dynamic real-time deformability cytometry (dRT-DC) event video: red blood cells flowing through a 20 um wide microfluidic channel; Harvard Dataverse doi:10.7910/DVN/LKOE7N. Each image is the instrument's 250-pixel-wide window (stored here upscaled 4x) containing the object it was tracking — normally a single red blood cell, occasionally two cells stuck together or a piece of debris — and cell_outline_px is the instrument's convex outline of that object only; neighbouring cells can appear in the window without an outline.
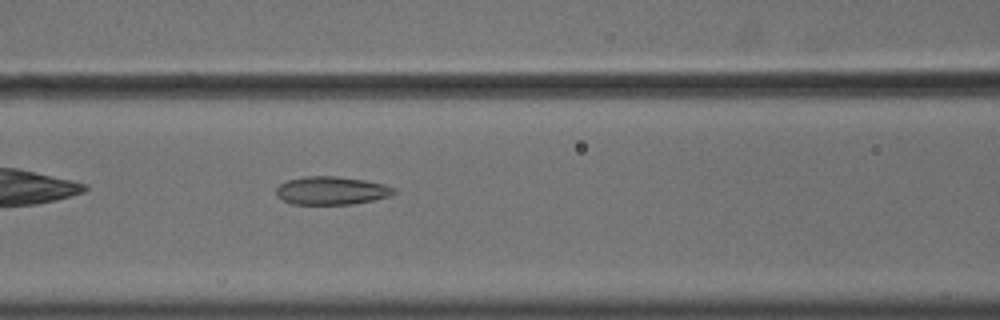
{"species": "common noctule bat (a hibernating species)", "species_latin": "Nyctalus noctula", "temperature_condition": "cold", "stored_images_in_passage": 39, "camera_frame_rate_fps": 3000, "um_per_image_px": 0.085, "animal": {"sex": "male", "body_mass_g": 18.8}, "frame": {"image": 1, "passage_image": 8, "time_ms": 2.333, "image_size_px": [1000, 320], "cell_outline_px": [[396, 192], [392, 196], [352, 204], [292, 204], [276, 196], [276, 188], [280, 184], [288, 180], [304, 176], [336, 176], [364, 180], [384, 184], [396, 188]], "centroid_in_image_um": [28.19, 16.2], "position_along_channel_um": 138.4, "area_um2": 19.36}}
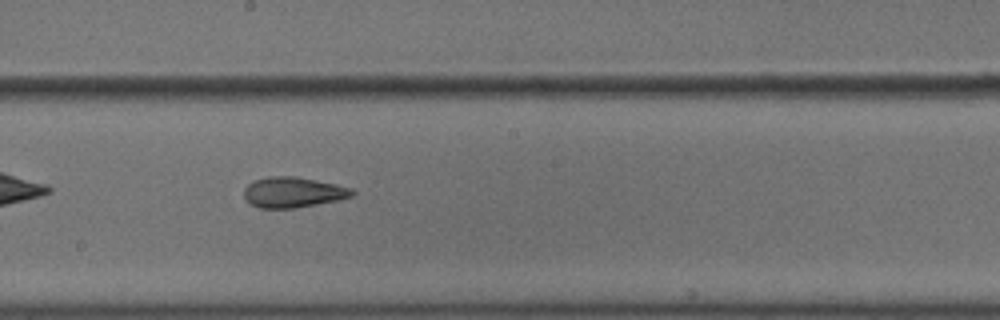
{"frame": {"image": 2, "passage_image": 15, "time_ms": 4.667, "image_size_px": [1000, 320], "cell_outline_px": [[356, 192], [352, 196], [336, 200], [296, 208], [260, 208], [244, 200], [244, 188], [248, 184], [256, 180], [268, 176], [296, 176], [336, 184], [352, 188]], "centroid_in_image_um": [24.9, 16.34], "position_along_channel_um": 223.3, "area_um2": 19.19}}
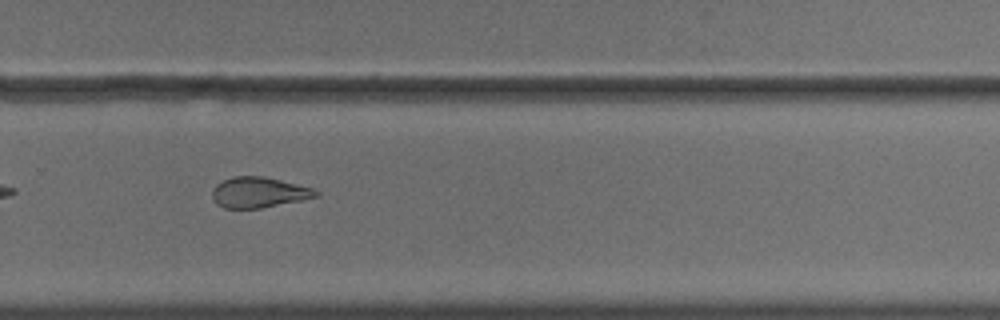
{"frame": {"image": 3, "passage_image": 22, "time_ms": 7.0, "image_size_px": [1000, 320], "cell_outline_px": [[320, 196], [260, 208], [224, 208], [216, 204], [212, 196], [212, 188], [216, 184], [232, 176], [264, 176], [312, 188], [320, 192]], "centroid_in_image_um": [21.97, 16.35], "position_along_channel_um": 307.8, "area_um2": 18.38}, "authors_computed_cell_mechanics": {"area_um2": 19.7676, "velocity_mm_per_s": 3.6366, "shape_relaxation_time_tau1_ms": null, "shape_relaxation_time_tau2_ms": 2.0909, "deformation_change_tau1": null, "deformation_change_tau2": 0.0924}}